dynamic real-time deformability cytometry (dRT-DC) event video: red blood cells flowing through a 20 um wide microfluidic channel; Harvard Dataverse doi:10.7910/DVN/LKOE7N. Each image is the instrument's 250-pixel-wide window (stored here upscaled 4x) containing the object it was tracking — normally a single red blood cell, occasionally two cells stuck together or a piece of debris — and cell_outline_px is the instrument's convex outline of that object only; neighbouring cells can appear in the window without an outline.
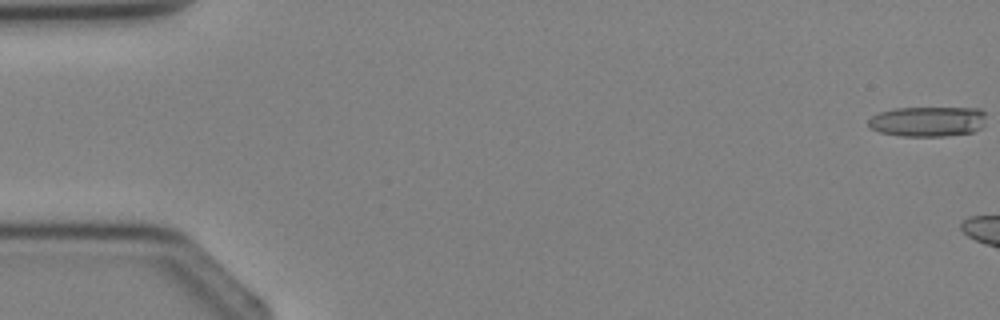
{"species": "Egyptian fruit bat (a non-hibernating species)", "species_latin": "Rousettus aegyptiacus", "temperature_condition": "cold", "stored_images_in_passage": 2, "segment_of_instrument_passage": [2, 2], "camera_frame_rate_fps": 3000, "um_per_image_px": 0.085, "animal": {"sex": "female"}, "frame": {"image": 1, "passage_image": 2, "time_ms": 1.333, "image_size_px": [1000, 320], "cell_outline_px": [[984, 128], [972, 132], [944, 136], [900, 136], [880, 132], [868, 128], [868, 120], [872, 116], [880, 112], [892, 108], [980, 108], [984, 112]], "centroid_in_image_um": [78.85, 10.33], "position_along_channel_um": 6.2, "area_um2": 20.87}}